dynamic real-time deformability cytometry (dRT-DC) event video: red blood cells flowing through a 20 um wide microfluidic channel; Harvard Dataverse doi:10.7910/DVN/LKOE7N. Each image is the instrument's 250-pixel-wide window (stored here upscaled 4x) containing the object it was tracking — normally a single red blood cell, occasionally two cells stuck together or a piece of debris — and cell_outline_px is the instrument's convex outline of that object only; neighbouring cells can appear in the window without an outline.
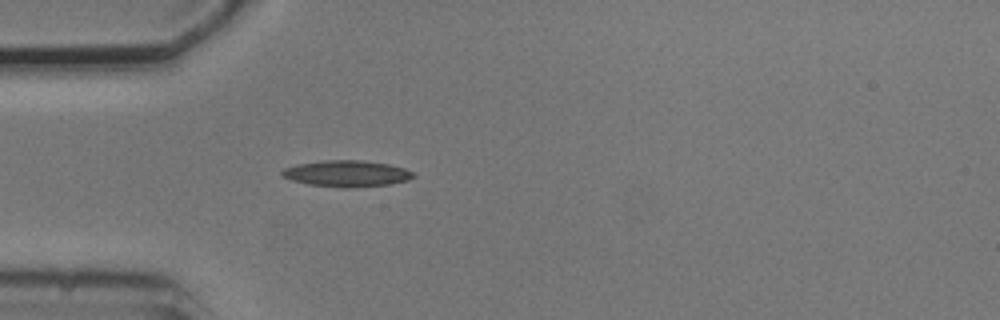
{"species": "common noctule bat (a hibernating species)", "species_latin": "Nyctalus noctula", "temperature_condition": "cold", "stored_images_in_passage": 1, "camera_frame_rate_fps": 3000, "um_per_image_px": 0.085, "animal": {"sex": "male", "body_mass_g": 20.5, "forearm_length_mm": 52.5}, "frame": {"image": 1, "passage_image": 1, "time_ms": 0.0, "image_size_px": [1000, 320], "cell_outline_px": [[416, 176], [408, 180], [388, 184], [356, 188], [344, 188], [308, 184], [292, 180], [284, 176], [280, 172], [284, 168], [296, 164], [324, 160], [364, 160], [388, 164], [404, 168], [412, 172]], "centroid_in_image_um": [29.48, 14.75], "position_along_channel_um": 55.5, "area_um2": 20.17}}